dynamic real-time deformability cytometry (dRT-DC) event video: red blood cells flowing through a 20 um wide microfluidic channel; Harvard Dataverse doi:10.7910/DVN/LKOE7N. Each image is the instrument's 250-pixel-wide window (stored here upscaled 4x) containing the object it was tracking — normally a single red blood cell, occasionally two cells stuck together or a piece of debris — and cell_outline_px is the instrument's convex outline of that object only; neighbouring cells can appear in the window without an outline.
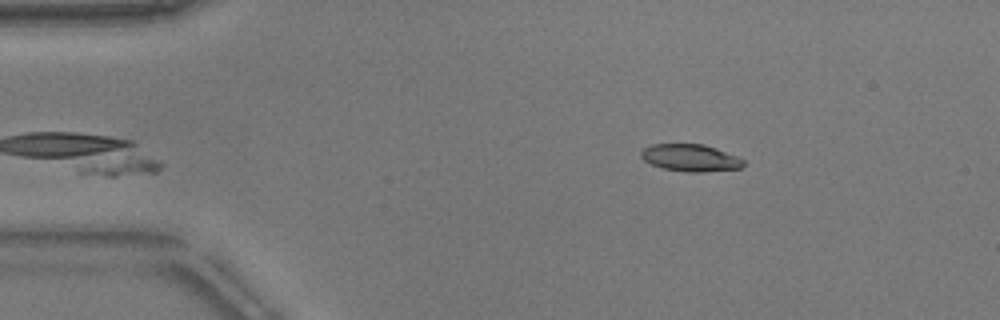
{"species": "common noctule bat (a hibernating species)", "species_latin": "Nyctalus noctula", "temperature_condition": "warm", "stored_images_in_passage": 10, "camera_frame_rate_fps": 3000, "um_per_image_px": 0.085, "animal": {"sex": "male", "body_mass_g": 17.9}, "frame": {"image": 1, "passage_image": 2, "time_ms": 0.333, "image_size_px": [1000, 320], "cell_outline_px": [[744, 164], [740, 168], [704, 172], [688, 172], [664, 168], [652, 164], [644, 160], [640, 156], [640, 152], [644, 148], [652, 144], [704, 144], [716, 148], [736, 156], [744, 160]], "centroid_in_image_um": [58.68, 13.41], "position_along_channel_um": 26.3, "area_um2": 16.07}}
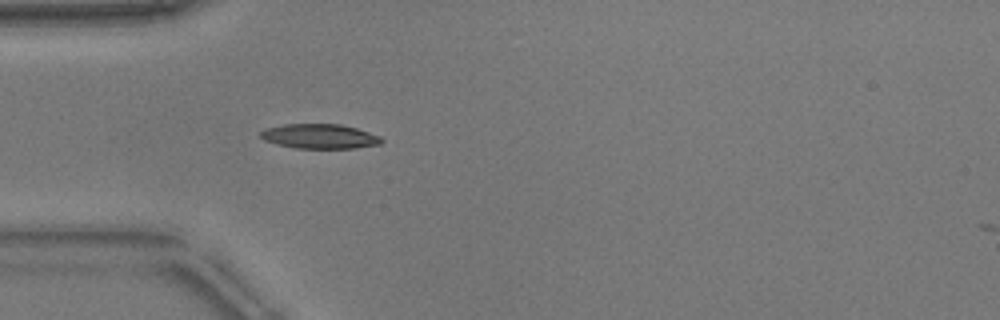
{"frame": {"image": 2, "passage_image": 9, "time_ms": 2.667, "image_size_px": [1000, 320], "cell_outline_px": [[384, 140], [380, 144], [356, 148], [296, 148], [276, 144], [264, 140], [260, 136], [260, 132], [264, 128], [284, 124], [340, 124], [356, 128], [380, 136]], "centroid_in_image_um": [27.16, 11.58], "position_along_channel_um": 57.8, "area_um2": 17.4}}